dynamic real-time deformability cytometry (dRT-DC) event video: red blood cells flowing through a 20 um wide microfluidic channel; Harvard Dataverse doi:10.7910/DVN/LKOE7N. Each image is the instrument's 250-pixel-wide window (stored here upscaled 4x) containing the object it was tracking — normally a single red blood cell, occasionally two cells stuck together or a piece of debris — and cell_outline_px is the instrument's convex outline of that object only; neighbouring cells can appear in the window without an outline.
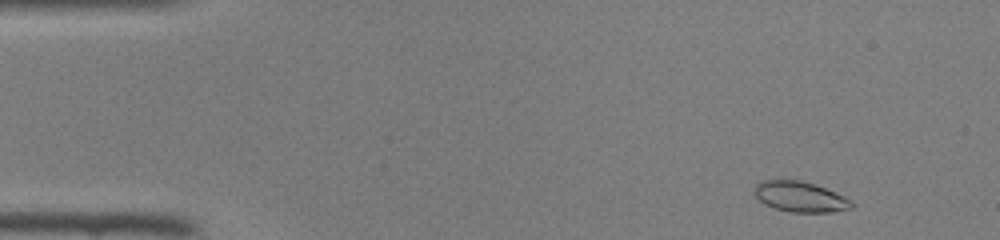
{"species": "common noctule bat (a hibernating species)", "species_latin": "Nyctalus noctula", "temperature_condition": "room temperature", "stored_images_in_passage": 44, "camera_frame_rate_fps": 3000, "um_per_image_px": 0.085, "animal": {"sex": "female", "body_mass_g": 22.0, "forearm_length_mm": 56.7}, "frame": {"image": 1, "passage_image": 2, "time_ms": 0.333, "image_size_px": [1000, 240], "cell_outline_px": [[856, 204], [852, 208], [832, 212], [792, 212], [776, 208], [764, 204], [756, 196], [756, 184], [760, 180], [800, 180], [836, 192], [852, 200]], "centroid_in_image_um": [68.06, 16.73], "position_along_channel_um": 16.9, "area_um2": 17.11}}
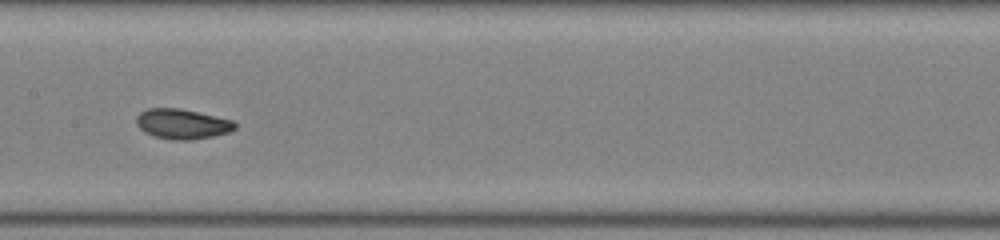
{"frame": {"image": 2, "passage_image": 21, "time_ms": 6.667, "image_size_px": [1000, 240], "cell_outline_px": [[236, 128], [228, 132], [212, 136], [192, 140], [172, 140], [156, 136], [144, 132], [136, 124], [136, 116], [140, 112], [148, 108], [180, 108], [232, 120], [236, 124]], "centroid_in_image_um": [15.46, 10.53], "position_along_channel_um": 191.9, "area_um2": 17.17}}
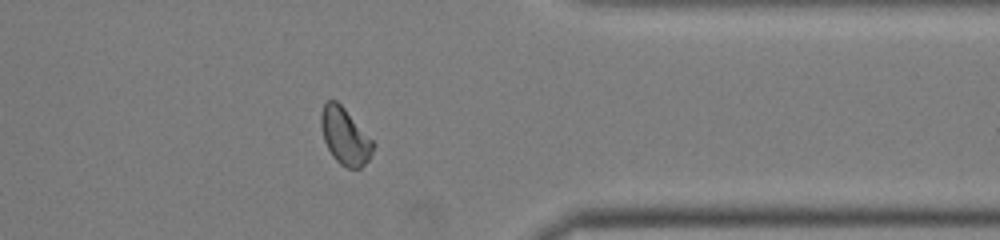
{"frame": {"image": 3, "passage_image": 35, "time_ms": 11.333, "image_size_px": [1000, 240], "cell_outline_px": [[376, 144], [368, 160], [360, 168], [348, 168], [340, 164], [332, 156], [324, 140], [320, 124], [320, 116], [324, 104], [328, 100], [336, 100], [344, 108]], "centroid_in_image_um": [29.31, 11.59], "position_along_channel_um": 382.1, "area_um2": 16.99}}